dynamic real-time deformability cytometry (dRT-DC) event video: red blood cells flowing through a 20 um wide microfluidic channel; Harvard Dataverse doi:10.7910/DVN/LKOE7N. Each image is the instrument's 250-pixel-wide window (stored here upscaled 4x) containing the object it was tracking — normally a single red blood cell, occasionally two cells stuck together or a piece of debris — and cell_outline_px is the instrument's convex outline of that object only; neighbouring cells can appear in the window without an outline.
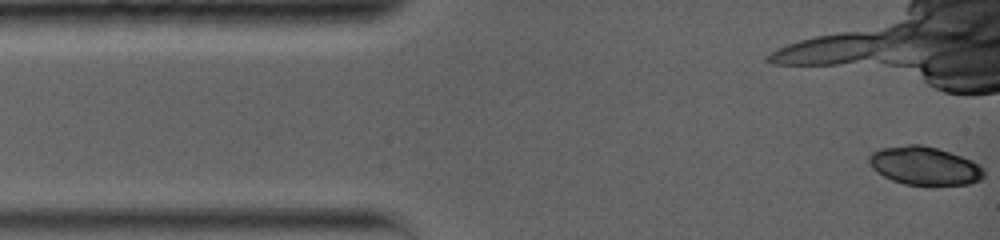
{"species": "common noctule bat (a hibernating species)", "species_latin": "Nyctalus noctula", "temperature_condition": "warm", "stored_images_in_passage": 29, "camera_frame_rate_fps": 5000, "um_per_image_px": 0.085, "animal": {"sex": "female", "body_mass_g": 19.0, "forearm_length_mm": 56.7}, "frame": {"image": 1, "passage_image": 1, "time_ms": 0.0, "image_size_px": [1000, 240], "cell_outline_px": [[984, 176], [980, 180], [968, 184], [928, 188], [924, 188], [904, 184], [892, 180], [876, 172], [868, 164], [868, 156], [872, 152], [880, 148], [908, 144], [920, 144], [936, 148], [972, 160], [980, 164], [984, 168]], "centroid_in_image_um": [78.59, 14.14], "position_along_channel_um": 6.4, "area_um2": 26.59}}
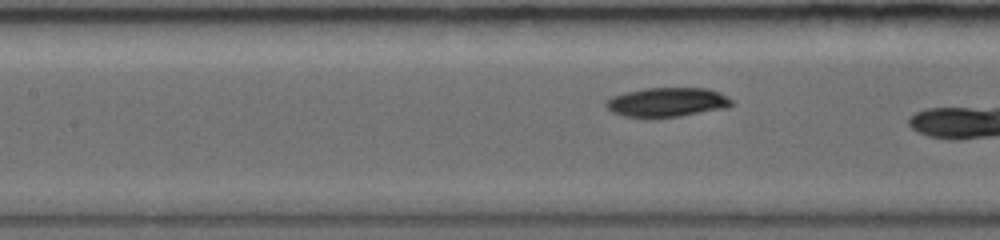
{"frame": {"image": 2, "passage_image": 23, "time_ms": 5.2, "image_size_px": [1000, 240], "cell_outline_px": [[732, 104], [728, 108], [680, 116], [648, 120], [624, 116], [612, 112], [604, 104], [604, 100], [612, 96], [644, 88], [708, 88], [720, 92], [732, 100]], "centroid_in_image_um": [56.67, 8.72], "position_along_channel_um": 150.7, "area_um2": 22.02}}
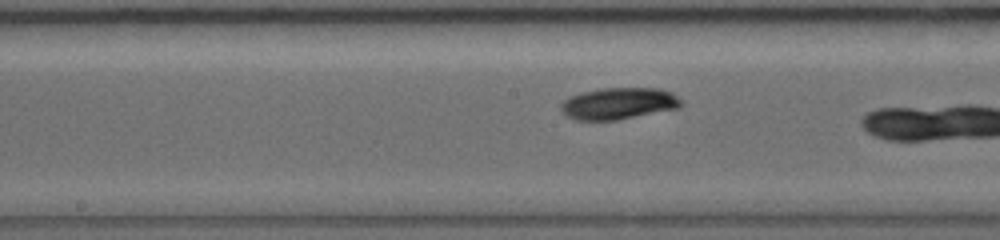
{"frame": {"image": 3, "passage_image": 28, "time_ms": 6.4, "image_size_px": [1000, 240], "cell_outline_px": [[684, 104], [680, 108], [616, 120], [576, 120], [568, 116], [560, 108], [560, 104], [568, 96], [580, 92], [600, 88], [660, 88], [672, 92], [684, 100]], "centroid_in_image_um": [52.63, 8.78], "position_along_channel_um": 195.6, "area_um2": 22.54}}